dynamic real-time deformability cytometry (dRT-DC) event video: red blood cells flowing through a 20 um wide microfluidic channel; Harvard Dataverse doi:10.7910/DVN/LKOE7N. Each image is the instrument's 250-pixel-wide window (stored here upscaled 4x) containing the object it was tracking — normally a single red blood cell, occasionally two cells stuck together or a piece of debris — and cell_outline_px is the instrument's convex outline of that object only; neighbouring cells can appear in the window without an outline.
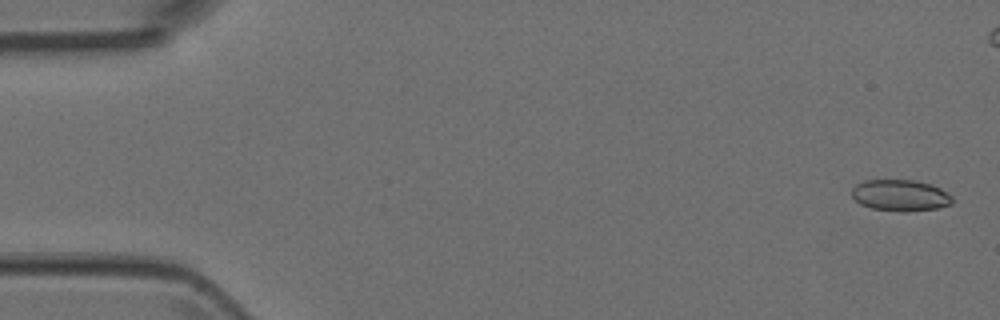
{"species": "Egyptian fruit bat (a non-hibernating species)", "species_latin": "Rousettus aegyptiacus", "temperature_condition": "room temperature", "stored_images_in_passage": 5, "camera_frame_rate_fps": 3000, "um_per_image_px": 0.085, "animal": {"sex": "female"}, "frame": {"image": 1, "passage_image": 1, "time_ms": 0.0, "image_size_px": [1000, 320], "cell_outline_px": [[952, 204], [936, 208], [904, 212], [900, 212], [872, 208], [860, 204], [852, 196], [852, 188], [856, 184], [864, 180], [916, 180], [932, 184], [940, 188], [952, 196]], "centroid_in_image_um": [76.52, 16.6], "position_along_channel_um": 8.5, "area_um2": 18.44}}